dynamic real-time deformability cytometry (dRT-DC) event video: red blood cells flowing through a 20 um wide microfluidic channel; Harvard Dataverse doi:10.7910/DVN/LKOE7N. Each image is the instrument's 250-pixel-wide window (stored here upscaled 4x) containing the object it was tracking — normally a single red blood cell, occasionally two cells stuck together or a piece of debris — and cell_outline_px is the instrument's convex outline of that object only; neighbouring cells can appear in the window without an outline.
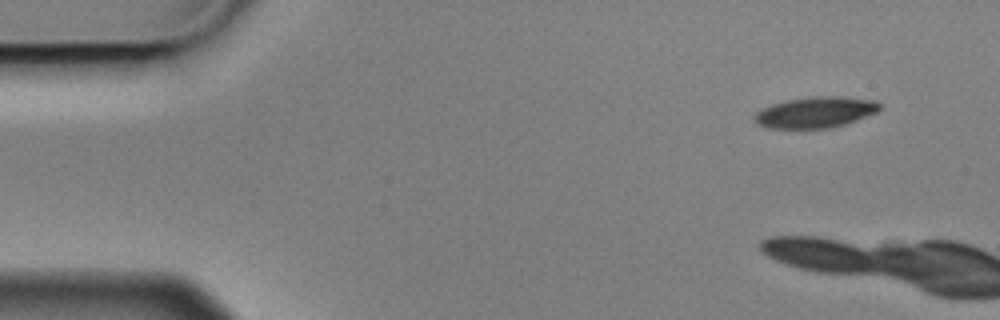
{"species": "Egyptian fruit bat (a non-hibernating species)", "species_latin": "Rousettus aegyptiacus", "temperature_condition": "cold", "stored_images_in_passage": 2, "camera_frame_rate_fps": 3000, "um_per_image_px": 0.085, "animal": {"sex": "male"}, "frame": {"image": 1, "passage_image": 1, "time_ms": 0.0, "image_size_px": [1000, 320], "cell_outline_px": [[880, 108], [876, 112], [856, 120], [832, 128], [768, 128], [756, 124], [752, 116], [760, 108], [772, 104], [788, 100], [812, 96], [840, 96], [876, 100], [880, 104]], "centroid_in_image_um": [69.27, 9.54], "position_along_channel_um": 15.7, "area_um2": 22.72}}